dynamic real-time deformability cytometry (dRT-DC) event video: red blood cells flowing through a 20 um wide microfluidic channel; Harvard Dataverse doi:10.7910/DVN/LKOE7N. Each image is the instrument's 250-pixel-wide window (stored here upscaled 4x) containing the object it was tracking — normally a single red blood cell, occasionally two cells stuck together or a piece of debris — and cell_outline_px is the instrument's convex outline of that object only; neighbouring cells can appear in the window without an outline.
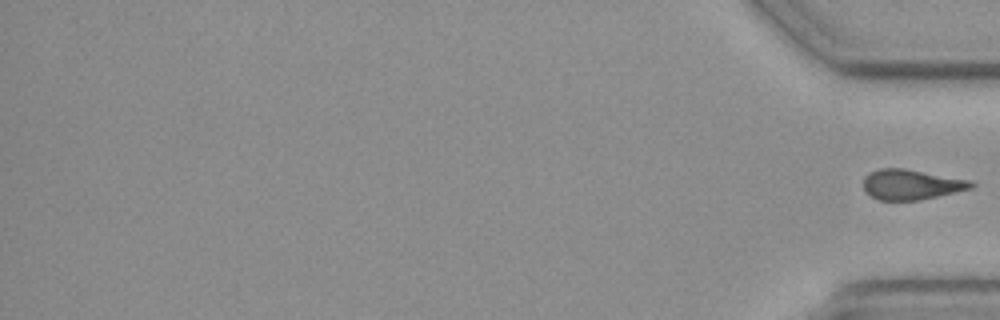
{"species": "common noctule bat (a hibernating species)", "species_latin": "Nyctalus noctula", "temperature_condition": "cold", "stored_images_in_passage": 14, "segment_of_instrument_passage": [2, 2], "camera_frame_rate_fps": 3000, "um_per_image_px": 0.085, "animal": {"sex": "female", "body_mass_g": 19.3, "forearm_length_mm": 54.1}, "frame": {"image": 1, "passage_image": 14, "time_ms": 17.333, "image_size_px": [1000, 320], "cell_outline_px": [[976, 184], [972, 188], [920, 200], [880, 200], [872, 196], [864, 188], [864, 176], [868, 172], [880, 168], [904, 168], [972, 180]], "centroid_in_image_um": [77.48, 15.67], "position_along_channel_um": 357.7, "area_um2": 18.96}}